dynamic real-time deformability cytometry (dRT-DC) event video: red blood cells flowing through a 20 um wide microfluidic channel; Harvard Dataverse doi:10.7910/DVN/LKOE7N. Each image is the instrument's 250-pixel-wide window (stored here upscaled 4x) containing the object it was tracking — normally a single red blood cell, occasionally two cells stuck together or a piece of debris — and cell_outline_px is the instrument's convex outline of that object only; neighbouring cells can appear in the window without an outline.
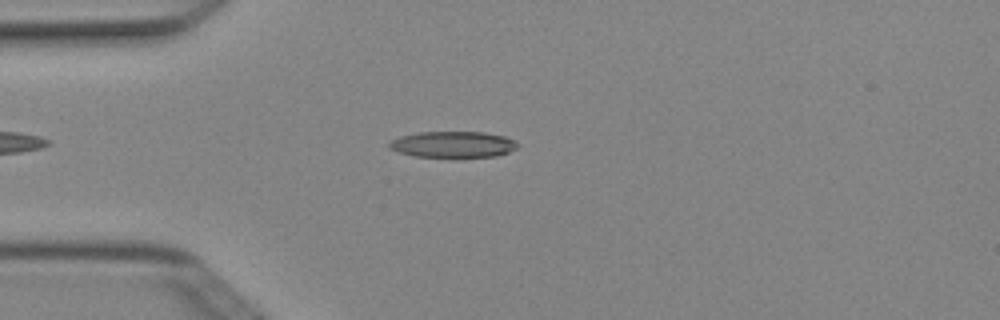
{"species": "Egyptian fruit bat (a non-hibernating species)", "species_latin": "Rousettus aegyptiacus", "temperature_condition": "cold", "stored_images_in_passage": 4, "camera_frame_rate_fps": 3000, "um_per_image_px": 0.085, "animal": {"sex": "female"}, "frame": {"image": 1, "passage_image": 4, "time_ms": 1.0, "image_size_px": [1000, 320], "cell_outline_px": [[520, 144], [516, 148], [508, 152], [496, 156], [452, 160], [416, 156], [396, 152], [388, 148], [388, 144], [392, 140], [400, 136], [420, 132], [484, 132], [504, 136]], "centroid_in_image_um": [38.49, 12.33], "position_along_channel_um": 46.5, "area_um2": 20.46}}